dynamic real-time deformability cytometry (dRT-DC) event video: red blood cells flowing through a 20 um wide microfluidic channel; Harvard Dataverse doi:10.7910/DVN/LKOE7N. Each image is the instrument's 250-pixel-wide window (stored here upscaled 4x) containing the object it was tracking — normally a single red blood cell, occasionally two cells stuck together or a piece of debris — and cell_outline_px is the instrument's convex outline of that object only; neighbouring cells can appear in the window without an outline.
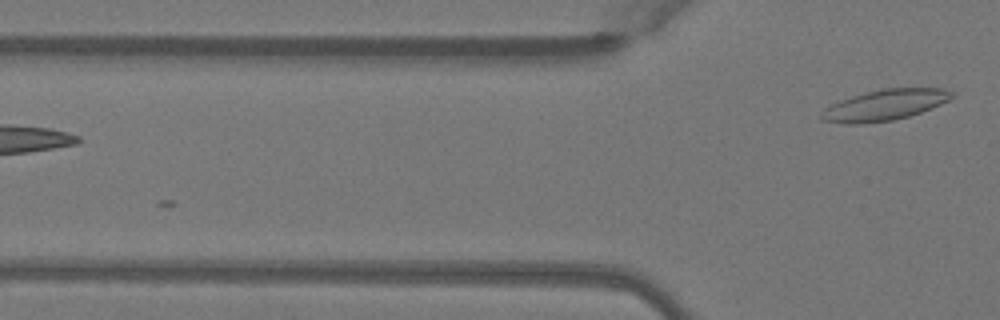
{"species": "Egyptian fruit bat (a non-hibernating species)", "species_latin": "Rousettus aegyptiacus", "temperature_condition": "warm", "stored_images_in_passage": 8, "camera_frame_rate_fps": 3000, "um_per_image_px": 0.085, "animal": {"sex": "female"}, "frame": {"image": 1, "passage_image": 8, "time_ms": 2.333, "image_size_px": [1000, 320], "cell_outline_px": [[956, 96], [932, 108], [908, 116], [892, 120], [856, 124], [848, 124], [820, 120], [820, 116], [824, 108], [840, 100], [852, 96], [884, 88], [944, 88], [952, 92]], "centroid_in_image_um": [75.2, 8.92], "position_along_channel_um": 50.6, "area_um2": 23.24}}